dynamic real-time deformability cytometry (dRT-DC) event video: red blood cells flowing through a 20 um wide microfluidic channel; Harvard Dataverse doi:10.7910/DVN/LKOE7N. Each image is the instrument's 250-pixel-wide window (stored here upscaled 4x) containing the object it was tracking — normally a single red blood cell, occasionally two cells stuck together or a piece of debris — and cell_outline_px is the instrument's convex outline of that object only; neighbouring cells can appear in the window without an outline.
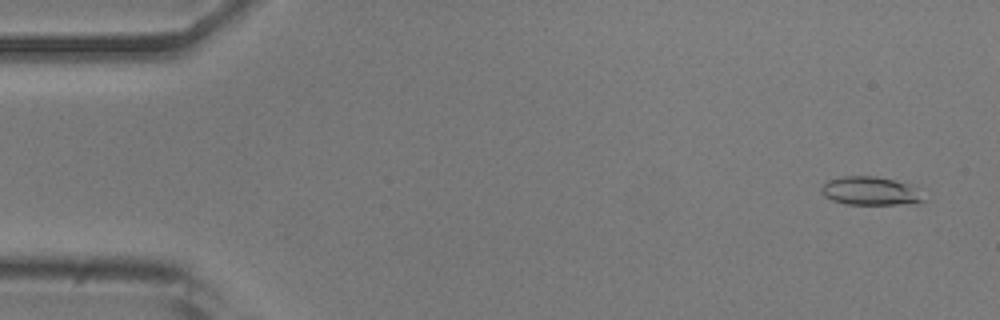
{"species": "common noctule bat (a hibernating species)", "species_latin": "Nyctalus noctula", "temperature_condition": "room temperature", "stored_images_in_passage": 50, "camera_frame_rate_fps": 3000, "um_per_image_px": 0.085, "animal": {"sex": "male", "body_mass_g": 20.5, "forearm_length_mm": 52.5}, "frame": {"image": 1, "passage_image": 3, "time_ms": 0.667, "image_size_px": [1000, 320], "cell_outline_px": [[924, 200], [916, 204], [844, 204], [832, 200], [824, 196], [820, 192], [820, 188], [828, 180], [844, 176], [876, 176], [908, 184]], "centroid_in_image_um": [73.89, 16.24], "position_along_channel_um": 11.1, "area_um2": 16.65}}
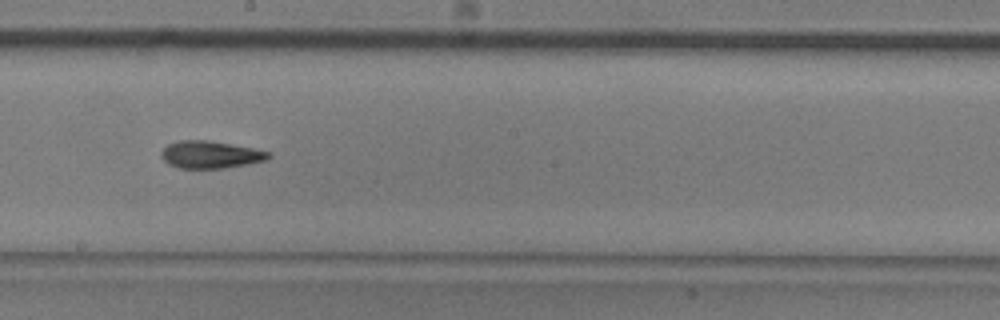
{"frame": {"image": 2, "passage_image": 29, "time_ms": 9.333, "image_size_px": [1000, 320], "cell_outline_px": [[272, 156], [268, 160], [248, 164], [224, 168], [180, 168], [168, 164], [160, 156], [160, 152], [168, 144], [180, 140], [208, 140], [252, 148], [272, 152]], "centroid_in_image_um": [17.9, 13.14], "position_along_channel_um": 230.3, "area_um2": 17.17}}
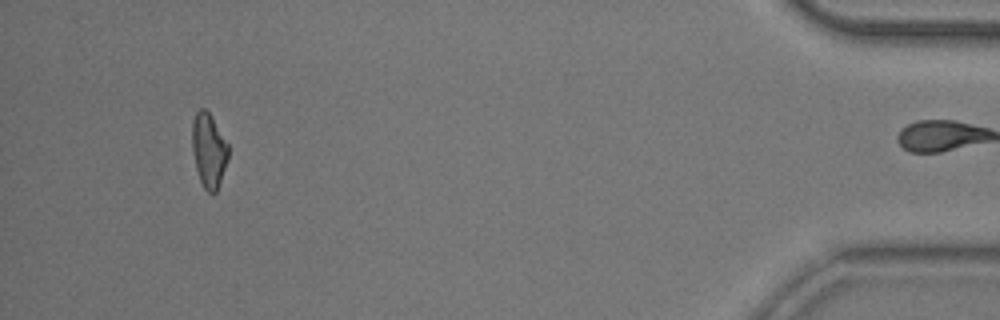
{"frame": {"image": 3, "passage_image": 49, "time_ms": 16.0, "image_size_px": [1000, 320], "cell_outline_px": [[228, 156], [216, 192], [212, 196], [204, 188], [200, 180], [196, 168], [192, 152], [192, 120], [196, 112], [200, 108], [204, 108], [208, 112], [228, 144]], "centroid_in_image_um": [17.72, 12.78], "position_along_channel_um": 417.5, "area_um2": 15.43}, "authors_computed_cell_mechanics": {"area_um2": 16.6753, "velocity_mm_per_s": 3.8997, "shape_relaxation_time_tau1_ms": 8.1837, "shape_relaxation_time_tau2_ms": 4.3857, "deformation_change_tau1": 0.232, "deformation_change_tau2": 0.1387}}